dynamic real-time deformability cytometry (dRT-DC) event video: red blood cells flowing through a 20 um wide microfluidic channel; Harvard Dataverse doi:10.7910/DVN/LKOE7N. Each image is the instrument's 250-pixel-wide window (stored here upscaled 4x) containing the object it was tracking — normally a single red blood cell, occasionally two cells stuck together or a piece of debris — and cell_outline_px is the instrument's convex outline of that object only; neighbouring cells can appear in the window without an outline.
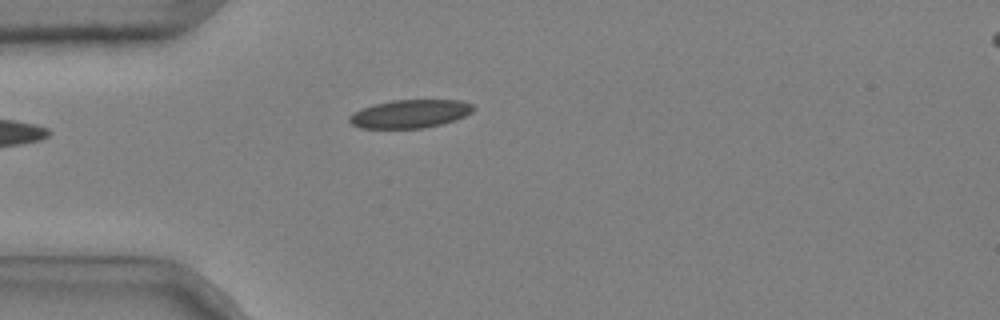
{"species": "common noctule bat (a hibernating species)", "species_latin": "Nyctalus noctula", "temperature_condition": "cold", "stored_images_in_passage": 5, "camera_frame_rate_fps": 3000, "um_per_image_px": 0.085, "animal": {"sex": "male", "body_mass_g": 20.4}, "frame": {"image": 1, "passage_image": 5, "time_ms": 1.333, "image_size_px": [1000, 320], "cell_outline_px": [[476, 108], [472, 112], [456, 120], [424, 128], [360, 128], [352, 124], [348, 120], [348, 116], [352, 112], [376, 104], [392, 100], [460, 100], [472, 104]], "centroid_in_image_um": [34.86, 9.67], "position_along_channel_um": 50.1, "area_um2": 20.4}}